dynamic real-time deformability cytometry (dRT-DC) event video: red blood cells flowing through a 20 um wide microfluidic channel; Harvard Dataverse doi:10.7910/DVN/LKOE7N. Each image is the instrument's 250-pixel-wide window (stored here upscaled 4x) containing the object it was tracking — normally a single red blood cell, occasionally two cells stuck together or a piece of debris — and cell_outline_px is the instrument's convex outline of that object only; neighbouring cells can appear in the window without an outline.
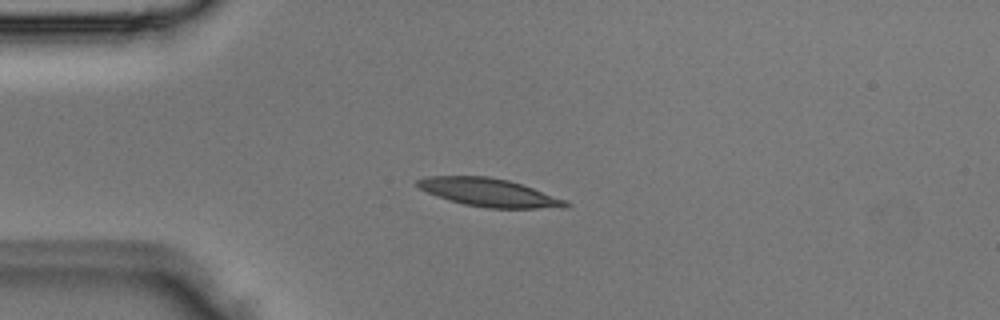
{"species": "Egyptian fruit bat (a non-hibernating species)", "species_latin": "Rousettus aegyptiacus", "temperature_condition": "room temperature", "stored_images_in_passage": 2, "camera_frame_rate_fps": 3000, "um_per_image_px": 0.085, "animal": {"sex": "male"}, "frame": {"image": 1, "passage_image": 2, "time_ms": 0.333, "image_size_px": [1000, 320], "cell_outline_px": [[572, 204], [568, 208], [488, 208], [464, 204], [436, 196], [420, 188], [416, 184], [416, 180], [428, 176], [488, 176], [508, 180], [568, 200]], "centroid_in_image_um": [41.62, 16.37], "position_along_channel_um": 43.4, "area_um2": 24.28}}